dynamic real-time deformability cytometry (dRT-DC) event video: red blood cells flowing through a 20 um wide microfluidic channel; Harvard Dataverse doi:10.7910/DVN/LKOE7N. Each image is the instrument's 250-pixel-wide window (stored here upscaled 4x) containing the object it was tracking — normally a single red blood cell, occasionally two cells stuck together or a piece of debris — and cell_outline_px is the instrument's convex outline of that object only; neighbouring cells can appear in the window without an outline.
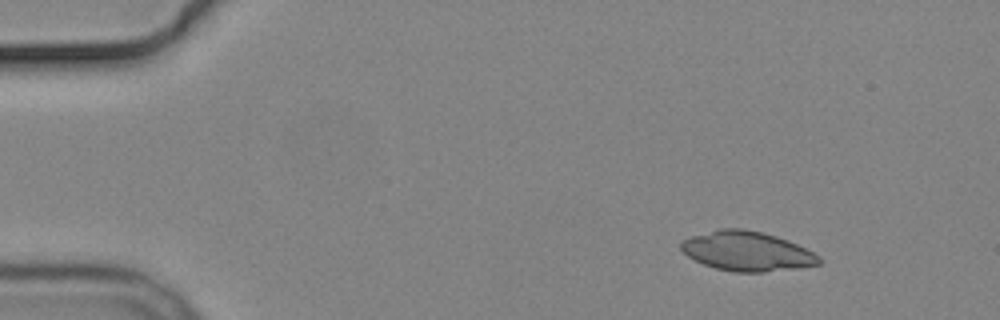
{"species": "common noctule bat (a hibernating species)", "species_latin": "Nyctalus noctula", "temperature_condition": "cold", "stored_images_in_passage": 4, "camera_frame_rate_fps": 3000, "um_per_image_px": 0.085, "animal": {"sex": "male", "body_mass_g": 19.2, "forearm_length_mm": 51.8}, "frame": {"image": 1, "passage_image": 1, "time_ms": 0.0, "image_size_px": [1000, 320], "cell_outline_px": [[820, 264], [800, 268], [764, 272], [736, 272], [716, 268], [704, 264], [688, 256], [680, 248], [680, 240], [692, 236], [720, 228], [744, 228], [764, 232], [788, 240], [820, 256]], "centroid_in_image_um": [63.49, 21.34], "position_along_channel_um": 21.5, "area_um2": 31.79}}